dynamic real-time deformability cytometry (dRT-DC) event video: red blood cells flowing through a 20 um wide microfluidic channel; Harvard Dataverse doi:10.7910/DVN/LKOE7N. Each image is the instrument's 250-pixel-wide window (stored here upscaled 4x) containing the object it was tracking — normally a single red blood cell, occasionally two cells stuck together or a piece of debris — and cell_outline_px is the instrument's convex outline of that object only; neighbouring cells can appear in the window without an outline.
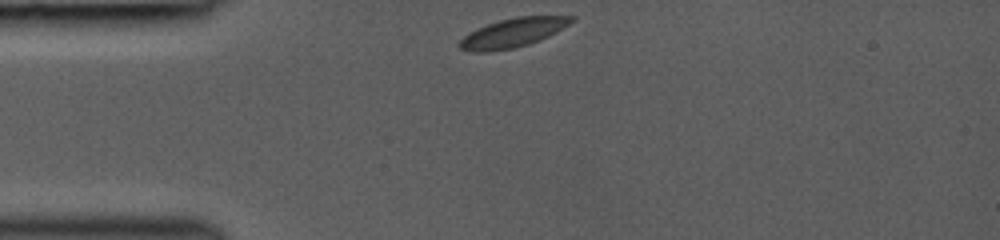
{"species": "common noctule bat (a hibernating species)", "species_latin": "Nyctalus noctula", "temperature_condition": "room temperature", "stored_images_in_passage": 11, "camera_frame_rate_fps": 3000, "um_per_image_px": 0.085, "animal": {"sex": "female", "body_mass_g": 19.0, "forearm_length_mm": 53.3}, "frame": {"image": 1, "passage_image": 1, "time_ms": 0.0, "image_size_px": [1000, 240], "cell_outline_px": [[576, 20], [556, 32], [540, 40], [528, 44], [512, 48], [488, 52], [472, 52], [460, 48], [456, 44], [464, 36], [476, 28], [500, 20], [516, 16], [576, 16]], "centroid_in_image_um": [43.59, 2.78], "position_along_channel_um": 41.4, "area_um2": 18.96}}
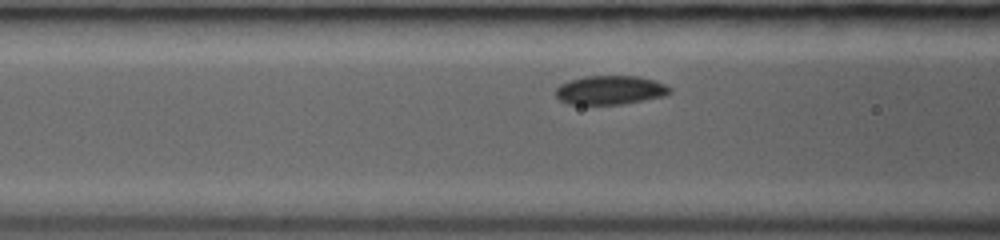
{"frame": {"image": 2, "passage_image": 6, "time_ms": 2.333, "image_size_px": [1000, 240], "cell_outline_px": [[672, 92], [664, 96], [644, 100], [620, 104], [568, 104], [560, 100], [556, 96], [556, 88], [560, 84], [568, 80], [584, 76], [636, 76], [656, 80], [672, 88]], "centroid_in_image_um": [51.87, 7.65], "position_along_channel_um": 114.7, "area_um2": 19.31}}
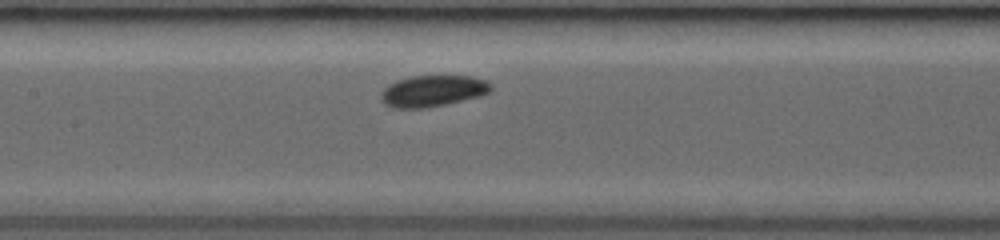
{"frame": {"image": 3, "passage_image": 9, "time_ms": 3.667, "image_size_px": [1000, 240], "cell_outline_px": [[492, 92], [480, 96], [444, 104], [424, 108], [392, 108], [384, 104], [380, 100], [380, 92], [388, 84], [396, 80], [412, 76], [472, 76], [488, 80], [492, 84]], "centroid_in_image_um": [36.78, 7.72], "position_along_channel_um": 170.6, "area_um2": 20.35}}